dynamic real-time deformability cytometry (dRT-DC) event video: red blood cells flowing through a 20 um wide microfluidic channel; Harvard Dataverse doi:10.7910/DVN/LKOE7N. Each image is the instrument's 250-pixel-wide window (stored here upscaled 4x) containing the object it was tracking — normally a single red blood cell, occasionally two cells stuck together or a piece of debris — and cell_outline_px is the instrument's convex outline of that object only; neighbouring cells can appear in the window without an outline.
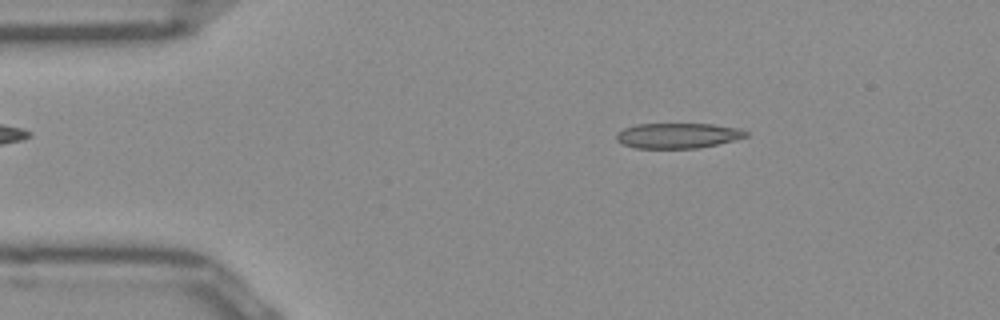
{"species": "Egyptian fruit bat (a non-hibernating species)", "species_latin": "Rousettus aegyptiacus", "temperature_condition": "room temperature", "stored_images_in_passage": 49, "camera_frame_rate_fps": 3000, "um_per_image_px": 0.085, "frame": {"image": 1, "passage_image": 7, "time_ms": 2.0, "image_size_px": [1000, 320], "cell_outline_px": [[748, 136], [716, 144], [696, 148], [636, 148], [624, 144], [616, 140], [616, 132], [624, 128], [636, 124], [712, 124], [740, 128], [748, 132]], "centroid_in_image_um": [57.59, 11.52], "position_along_channel_um": 27.4, "area_um2": 18.96}}
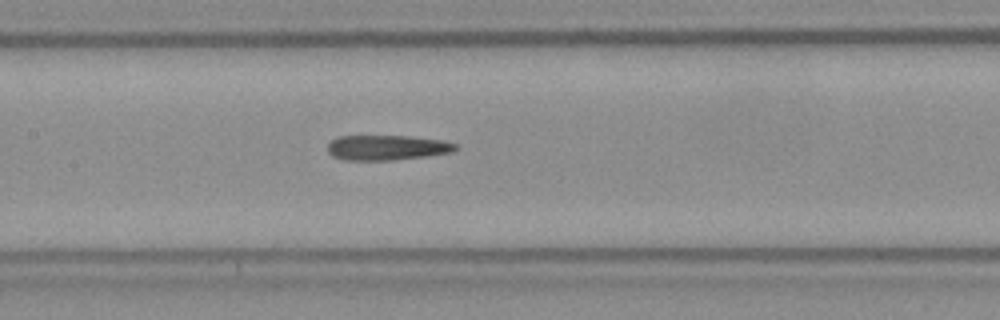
{"frame": {"image": 2, "passage_image": 22, "time_ms": 7.0, "image_size_px": [1000, 320], "cell_outline_px": [[460, 148], [452, 152], [424, 156], [392, 160], [344, 160], [332, 156], [328, 152], [328, 144], [332, 140], [340, 136], [408, 136], [444, 140], [456, 144]], "centroid_in_image_um": [32.9, 12.54], "position_along_channel_um": 174.5, "area_um2": 18.67}}
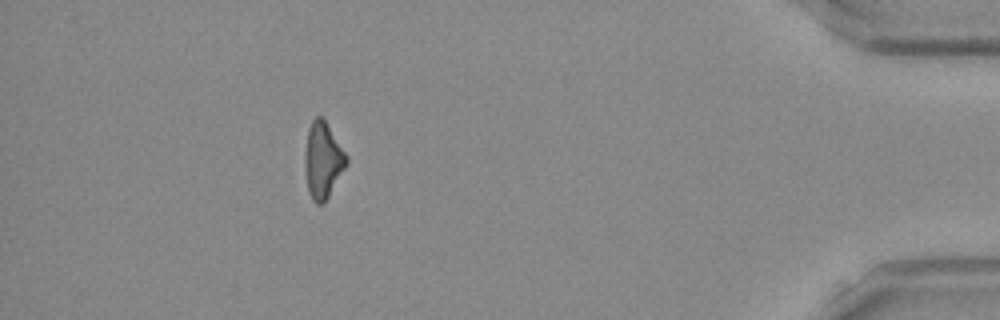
{"frame": {"image": 3, "passage_image": 44, "time_ms": 14.333, "image_size_px": [1000, 320], "cell_outline_px": [[348, 164], [324, 204], [316, 204], [312, 200], [308, 192], [304, 168], [304, 152], [308, 128], [312, 120], [316, 116], [320, 116], [324, 120], [348, 156]], "centroid_in_image_um": [27.43, 13.66], "position_along_channel_um": 407.8, "area_um2": 18.67}}